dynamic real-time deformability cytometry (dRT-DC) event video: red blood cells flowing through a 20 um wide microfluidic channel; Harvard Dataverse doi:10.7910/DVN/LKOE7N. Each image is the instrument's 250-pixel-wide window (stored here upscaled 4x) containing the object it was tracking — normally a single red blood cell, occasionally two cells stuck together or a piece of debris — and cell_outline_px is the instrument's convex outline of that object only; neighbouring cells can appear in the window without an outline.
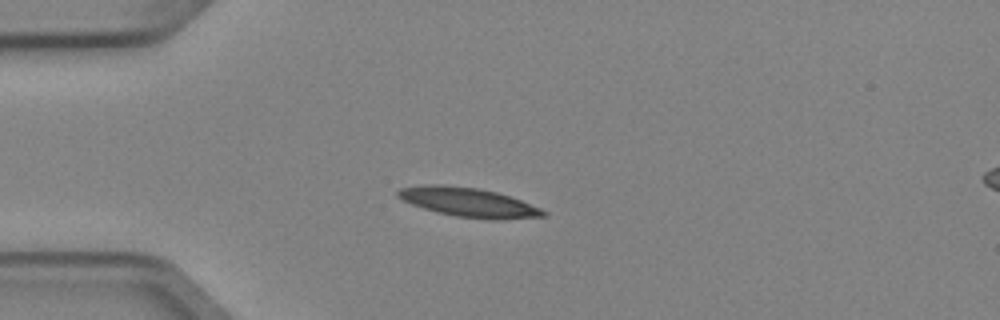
{"species": "Egyptian fruit bat (a non-hibernating species)", "species_latin": "Rousettus aegyptiacus", "temperature_condition": "cold", "stored_images_in_passage": 5, "camera_frame_rate_fps": 3000, "um_per_image_px": 0.085, "animal": {"sex": "female"}, "frame": {"image": 1, "passage_image": 2, "time_ms": 0.333, "image_size_px": [1000, 320], "cell_outline_px": [[548, 216], [500, 220], [492, 220], [456, 216], [436, 212], [412, 204], [396, 196], [396, 192], [400, 188], [424, 184], [444, 184], [480, 188], [496, 192], [520, 200], [540, 208], [548, 212]], "centroid_in_image_um": [39.83, 17.19], "position_along_channel_um": 45.2, "area_um2": 24.85}}
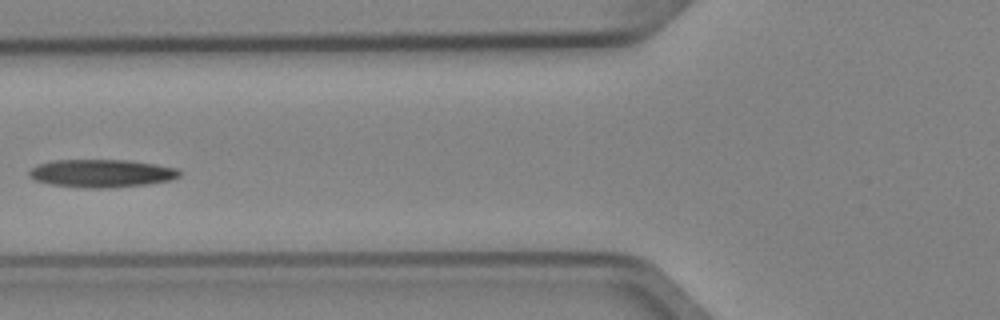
{"frame": {"image": 2, "passage_image": 4, "time_ms": 1.0, "image_size_px": [1000, 320], "cell_outline_px": [[180, 176], [172, 180], [148, 184], [108, 188], [84, 188], [48, 184], [36, 180], [28, 176], [28, 172], [36, 164], [52, 160], [132, 160], [156, 164], [176, 168], [180, 172]], "centroid_in_image_um": [8.62, 14.73], "position_along_channel_um": 117.2, "area_um2": 24.74}}
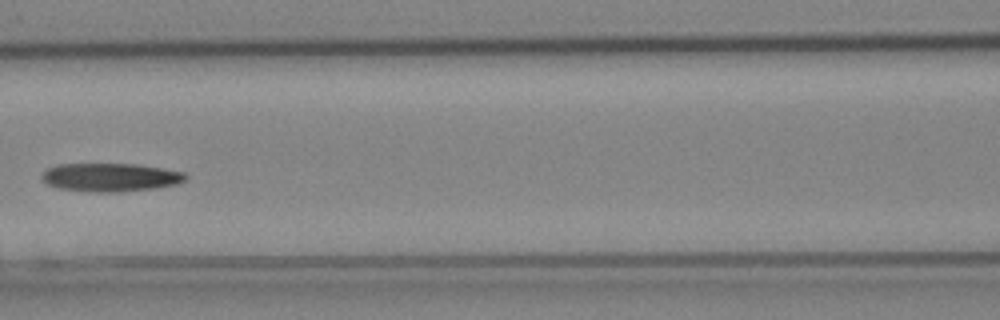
{"frame": {"image": 3, "passage_image": 5, "time_ms": 1.333, "image_size_px": [1000, 320], "cell_outline_px": [[188, 180], [176, 184], [156, 188], [120, 192], [96, 192], [60, 188], [48, 184], [40, 176], [48, 168], [56, 164], [136, 164], [184, 172], [188, 176]], "centroid_in_image_um": [9.42, 15.07], "position_along_channel_um": 157.2, "area_um2": 23.7}}